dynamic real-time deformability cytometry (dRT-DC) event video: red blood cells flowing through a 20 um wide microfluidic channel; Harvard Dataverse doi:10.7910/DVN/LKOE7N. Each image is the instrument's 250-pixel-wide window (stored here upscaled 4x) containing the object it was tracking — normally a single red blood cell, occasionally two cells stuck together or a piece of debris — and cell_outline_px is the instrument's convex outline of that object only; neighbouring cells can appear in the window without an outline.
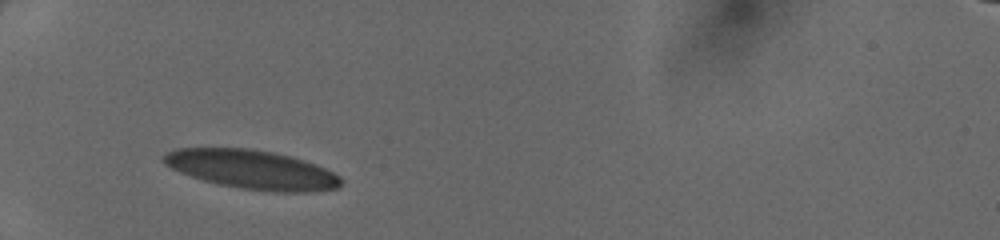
{"species": "human", "species_latin": "Homo sapiens", "temperature_condition": "cold", "stored_images_in_passage": 27, "camera_frame_rate_fps": 3000, "um_per_image_px": 0.085, "donor": {"sex": "female"}, "frame": {"image": 1, "passage_image": 1, "time_ms": 0.0, "image_size_px": [1000, 240], "cell_outline_px": [[340, 188], [312, 192], [272, 192], [240, 188], [220, 184], [204, 180], [180, 172], [164, 164], [160, 160], [160, 156], [164, 152], [176, 148], [244, 148], [272, 152], [288, 156], [324, 168], [340, 176]], "centroid_in_image_um": [21.35, 14.41], "position_along_channel_um": 63.6, "area_um2": 40.06}}
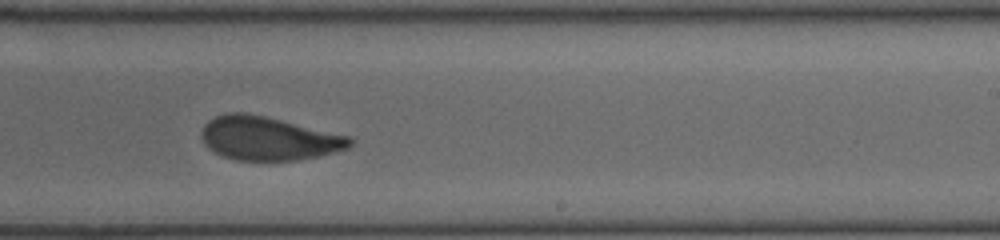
{"frame": {"image": 2, "passage_image": 16, "time_ms": 5.0, "image_size_px": [1000, 240], "cell_outline_px": [[352, 144], [348, 148], [336, 152], [320, 156], [296, 160], [236, 160], [224, 156], [208, 148], [204, 144], [200, 136], [200, 132], [204, 124], [208, 120], [216, 116], [228, 112], [244, 112], [264, 116], [348, 136], [352, 140]], "centroid_in_image_um": [22.77, 11.77], "position_along_channel_um": 266.2, "area_um2": 37.51}}
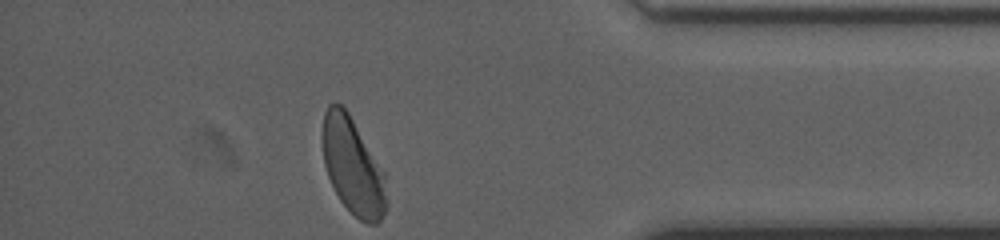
{"frame": {"image": 3, "passage_image": 27, "time_ms": 8.667, "image_size_px": [1000, 240], "cell_outline_px": [[388, 204], [380, 220], [376, 224], [368, 224], [360, 220], [340, 200], [328, 176], [324, 164], [320, 140], [320, 132], [324, 112], [328, 104], [340, 104], [348, 112], [388, 176]], "centroid_in_image_um": [30.0, 14.12], "position_along_channel_um": 405.2, "area_um2": 36.88}}